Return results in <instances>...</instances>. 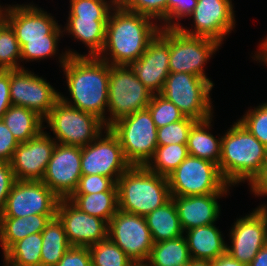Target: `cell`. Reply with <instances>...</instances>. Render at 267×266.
Wrapping results in <instances>:
<instances>
[{"mask_svg":"<svg viewBox=\"0 0 267 266\" xmlns=\"http://www.w3.org/2000/svg\"><path fill=\"white\" fill-rule=\"evenodd\" d=\"M153 20L117 3L109 15L105 43L97 57L110 65L130 66L145 53L148 43L159 32L160 25Z\"/></svg>","mask_w":267,"mask_h":266,"instance_id":"obj_2","label":"cell"},{"mask_svg":"<svg viewBox=\"0 0 267 266\" xmlns=\"http://www.w3.org/2000/svg\"><path fill=\"white\" fill-rule=\"evenodd\" d=\"M104 191H117L116 182L112 178L99 174L82 175L73 194H92Z\"/></svg>","mask_w":267,"mask_h":266,"instance_id":"obj_42","label":"cell"},{"mask_svg":"<svg viewBox=\"0 0 267 266\" xmlns=\"http://www.w3.org/2000/svg\"><path fill=\"white\" fill-rule=\"evenodd\" d=\"M10 70H0V120L12 105L10 99Z\"/></svg>","mask_w":267,"mask_h":266,"instance_id":"obj_47","label":"cell"},{"mask_svg":"<svg viewBox=\"0 0 267 266\" xmlns=\"http://www.w3.org/2000/svg\"><path fill=\"white\" fill-rule=\"evenodd\" d=\"M116 186L118 209L143 217L172 198L168 178L146 166H130Z\"/></svg>","mask_w":267,"mask_h":266,"instance_id":"obj_4","label":"cell"},{"mask_svg":"<svg viewBox=\"0 0 267 266\" xmlns=\"http://www.w3.org/2000/svg\"><path fill=\"white\" fill-rule=\"evenodd\" d=\"M198 0H167V28H179L180 19L189 17ZM175 19V20H174Z\"/></svg>","mask_w":267,"mask_h":266,"instance_id":"obj_43","label":"cell"},{"mask_svg":"<svg viewBox=\"0 0 267 266\" xmlns=\"http://www.w3.org/2000/svg\"><path fill=\"white\" fill-rule=\"evenodd\" d=\"M10 162H0V213L3 211L7 196L15 182Z\"/></svg>","mask_w":267,"mask_h":266,"instance_id":"obj_46","label":"cell"},{"mask_svg":"<svg viewBox=\"0 0 267 266\" xmlns=\"http://www.w3.org/2000/svg\"><path fill=\"white\" fill-rule=\"evenodd\" d=\"M106 127L115 121L146 109L153 93L128 65H110Z\"/></svg>","mask_w":267,"mask_h":266,"instance_id":"obj_7","label":"cell"},{"mask_svg":"<svg viewBox=\"0 0 267 266\" xmlns=\"http://www.w3.org/2000/svg\"><path fill=\"white\" fill-rule=\"evenodd\" d=\"M58 59L71 98L60 93V99L69 106L97 116L106 126L110 64L97 56H83L72 49H66Z\"/></svg>","mask_w":267,"mask_h":266,"instance_id":"obj_1","label":"cell"},{"mask_svg":"<svg viewBox=\"0 0 267 266\" xmlns=\"http://www.w3.org/2000/svg\"><path fill=\"white\" fill-rule=\"evenodd\" d=\"M77 208L89 215L99 217L107 223L118 210L117 191L92 194H73L68 198Z\"/></svg>","mask_w":267,"mask_h":266,"instance_id":"obj_31","label":"cell"},{"mask_svg":"<svg viewBox=\"0 0 267 266\" xmlns=\"http://www.w3.org/2000/svg\"><path fill=\"white\" fill-rule=\"evenodd\" d=\"M169 28H160L145 53L130 66L137 78L153 94H160L169 70Z\"/></svg>","mask_w":267,"mask_h":266,"instance_id":"obj_20","label":"cell"},{"mask_svg":"<svg viewBox=\"0 0 267 266\" xmlns=\"http://www.w3.org/2000/svg\"><path fill=\"white\" fill-rule=\"evenodd\" d=\"M88 145L81 147L82 175L99 174L112 178L116 183L118 178L131 166L125 159L117 136L105 128Z\"/></svg>","mask_w":267,"mask_h":266,"instance_id":"obj_12","label":"cell"},{"mask_svg":"<svg viewBox=\"0 0 267 266\" xmlns=\"http://www.w3.org/2000/svg\"><path fill=\"white\" fill-rule=\"evenodd\" d=\"M69 16L87 19H108L118 0H70Z\"/></svg>","mask_w":267,"mask_h":266,"instance_id":"obj_36","label":"cell"},{"mask_svg":"<svg viewBox=\"0 0 267 266\" xmlns=\"http://www.w3.org/2000/svg\"><path fill=\"white\" fill-rule=\"evenodd\" d=\"M55 266H92L88 247L72 246Z\"/></svg>","mask_w":267,"mask_h":266,"instance_id":"obj_44","label":"cell"},{"mask_svg":"<svg viewBox=\"0 0 267 266\" xmlns=\"http://www.w3.org/2000/svg\"><path fill=\"white\" fill-rule=\"evenodd\" d=\"M0 13L6 18L22 48L28 41L47 40V35H64L63 27L51 15L33 3L1 6Z\"/></svg>","mask_w":267,"mask_h":266,"instance_id":"obj_15","label":"cell"},{"mask_svg":"<svg viewBox=\"0 0 267 266\" xmlns=\"http://www.w3.org/2000/svg\"><path fill=\"white\" fill-rule=\"evenodd\" d=\"M251 212L236 218L229 233L231 244L226 245V252L246 265L267 245V203Z\"/></svg>","mask_w":267,"mask_h":266,"instance_id":"obj_14","label":"cell"},{"mask_svg":"<svg viewBox=\"0 0 267 266\" xmlns=\"http://www.w3.org/2000/svg\"><path fill=\"white\" fill-rule=\"evenodd\" d=\"M107 22L108 19L68 17L63 32L87 46L88 54L83 56H98L105 43Z\"/></svg>","mask_w":267,"mask_h":266,"instance_id":"obj_25","label":"cell"},{"mask_svg":"<svg viewBox=\"0 0 267 266\" xmlns=\"http://www.w3.org/2000/svg\"><path fill=\"white\" fill-rule=\"evenodd\" d=\"M259 50L255 51L256 54L252 57H254L255 61H259V62H264L265 65H267V36L266 38L264 37V39L260 42L259 44Z\"/></svg>","mask_w":267,"mask_h":266,"instance_id":"obj_50","label":"cell"},{"mask_svg":"<svg viewBox=\"0 0 267 266\" xmlns=\"http://www.w3.org/2000/svg\"><path fill=\"white\" fill-rule=\"evenodd\" d=\"M238 121L267 147V102L248 109Z\"/></svg>","mask_w":267,"mask_h":266,"instance_id":"obj_41","label":"cell"},{"mask_svg":"<svg viewBox=\"0 0 267 266\" xmlns=\"http://www.w3.org/2000/svg\"><path fill=\"white\" fill-rule=\"evenodd\" d=\"M213 85L206 79L184 72L169 73L160 93L188 118L202 121L213 117L210 93Z\"/></svg>","mask_w":267,"mask_h":266,"instance_id":"obj_6","label":"cell"},{"mask_svg":"<svg viewBox=\"0 0 267 266\" xmlns=\"http://www.w3.org/2000/svg\"><path fill=\"white\" fill-rule=\"evenodd\" d=\"M188 155L187 144L157 146L146 167L156 174L168 177Z\"/></svg>","mask_w":267,"mask_h":266,"instance_id":"obj_33","label":"cell"},{"mask_svg":"<svg viewBox=\"0 0 267 266\" xmlns=\"http://www.w3.org/2000/svg\"><path fill=\"white\" fill-rule=\"evenodd\" d=\"M232 0H198L189 16L194 29L180 26L178 29L189 36L204 37L223 44L224 38L235 28V11Z\"/></svg>","mask_w":267,"mask_h":266,"instance_id":"obj_17","label":"cell"},{"mask_svg":"<svg viewBox=\"0 0 267 266\" xmlns=\"http://www.w3.org/2000/svg\"><path fill=\"white\" fill-rule=\"evenodd\" d=\"M125 9L160 21V28H167V0H118ZM164 22V23H163Z\"/></svg>","mask_w":267,"mask_h":266,"instance_id":"obj_38","label":"cell"},{"mask_svg":"<svg viewBox=\"0 0 267 266\" xmlns=\"http://www.w3.org/2000/svg\"><path fill=\"white\" fill-rule=\"evenodd\" d=\"M212 118L197 121L192 126L187 140V150L189 155L219 165L222 136L220 135L217 138L209 132V130H212L211 126H213L211 124L213 122Z\"/></svg>","mask_w":267,"mask_h":266,"instance_id":"obj_26","label":"cell"},{"mask_svg":"<svg viewBox=\"0 0 267 266\" xmlns=\"http://www.w3.org/2000/svg\"><path fill=\"white\" fill-rule=\"evenodd\" d=\"M167 178L171 196L228 194L231 187L217 164L192 155Z\"/></svg>","mask_w":267,"mask_h":266,"instance_id":"obj_8","label":"cell"},{"mask_svg":"<svg viewBox=\"0 0 267 266\" xmlns=\"http://www.w3.org/2000/svg\"><path fill=\"white\" fill-rule=\"evenodd\" d=\"M60 198L42 181L15 180L0 217L56 215Z\"/></svg>","mask_w":267,"mask_h":266,"instance_id":"obj_13","label":"cell"},{"mask_svg":"<svg viewBox=\"0 0 267 266\" xmlns=\"http://www.w3.org/2000/svg\"><path fill=\"white\" fill-rule=\"evenodd\" d=\"M56 216L71 246L89 247L108 238V223L81 211L69 199L59 200Z\"/></svg>","mask_w":267,"mask_h":266,"instance_id":"obj_19","label":"cell"},{"mask_svg":"<svg viewBox=\"0 0 267 266\" xmlns=\"http://www.w3.org/2000/svg\"><path fill=\"white\" fill-rule=\"evenodd\" d=\"M223 134L219 170L230 186L249 182L260 173L267 160V147L238 120Z\"/></svg>","mask_w":267,"mask_h":266,"instance_id":"obj_3","label":"cell"},{"mask_svg":"<svg viewBox=\"0 0 267 266\" xmlns=\"http://www.w3.org/2000/svg\"><path fill=\"white\" fill-rule=\"evenodd\" d=\"M1 120L19 143L27 142L46 129L44 118L26 107L11 105Z\"/></svg>","mask_w":267,"mask_h":266,"instance_id":"obj_28","label":"cell"},{"mask_svg":"<svg viewBox=\"0 0 267 266\" xmlns=\"http://www.w3.org/2000/svg\"><path fill=\"white\" fill-rule=\"evenodd\" d=\"M44 130L15 149L11 166L16 180L42 181L56 142Z\"/></svg>","mask_w":267,"mask_h":266,"instance_id":"obj_21","label":"cell"},{"mask_svg":"<svg viewBox=\"0 0 267 266\" xmlns=\"http://www.w3.org/2000/svg\"><path fill=\"white\" fill-rule=\"evenodd\" d=\"M56 143L84 147L95 140L105 128L97 116L69 106L59 99L44 118Z\"/></svg>","mask_w":267,"mask_h":266,"instance_id":"obj_9","label":"cell"},{"mask_svg":"<svg viewBox=\"0 0 267 266\" xmlns=\"http://www.w3.org/2000/svg\"><path fill=\"white\" fill-rule=\"evenodd\" d=\"M184 237L193 262L207 264L226 253L227 243L215 223L184 231Z\"/></svg>","mask_w":267,"mask_h":266,"instance_id":"obj_23","label":"cell"},{"mask_svg":"<svg viewBox=\"0 0 267 266\" xmlns=\"http://www.w3.org/2000/svg\"><path fill=\"white\" fill-rule=\"evenodd\" d=\"M221 46L215 40L189 36L178 28H169V70L170 73L193 74L214 83L205 73V64Z\"/></svg>","mask_w":267,"mask_h":266,"instance_id":"obj_10","label":"cell"},{"mask_svg":"<svg viewBox=\"0 0 267 266\" xmlns=\"http://www.w3.org/2000/svg\"><path fill=\"white\" fill-rule=\"evenodd\" d=\"M108 238L136 265L147 262L154 245L145 217L120 209L108 223Z\"/></svg>","mask_w":267,"mask_h":266,"instance_id":"obj_11","label":"cell"},{"mask_svg":"<svg viewBox=\"0 0 267 266\" xmlns=\"http://www.w3.org/2000/svg\"><path fill=\"white\" fill-rule=\"evenodd\" d=\"M92 266H135L136 264L109 238L88 247Z\"/></svg>","mask_w":267,"mask_h":266,"instance_id":"obj_35","label":"cell"},{"mask_svg":"<svg viewBox=\"0 0 267 266\" xmlns=\"http://www.w3.org/2000/svg\"><path fill=\"white\" fill-rule=\"evenodd\" d=\"M225 195L171 196L183 231L216 223L221 214L218 200Z\"/></svg>","mask_w":267,"mask_h":266,"instance_id":"obj_22","label":"cell"},{"mask_svg":"<svg viewBox=\"0 0 267 266\" xmlns=\"http://www.w3.org/2000/svg\"><path fill=\"white\" fill-rule=\"evenodd\" d=\"M193 261L184 235L154 243L145 266H188Z\"/></svg>","mask_w":267,"mask_h":266,"instance_id":"obj_29","label":"cell"},{"mask_svg":"<svg viewBox=\"0 0 267 266\" xmlns=\"http://www.w3.org/2000/svg\"><path fill=\"white\" fill-rule=\"evenodd\" d=\"M188 266H207L204 263H197V262H192L191 264H189Z\"/></svg>","mask_w":267,"mask_h":266,"instance_id":"obj_52","label":"cell"},{"mask_svg":"<svg viewBox=\"0 0 267 266\" xmlns=\"http://www.w3.org/2000/svg\"><path fill=\"white\" fill-rule=\"evenodd\" d=\"M81 176V147L56 143L42 182L60 199H68Z\"/></svg>","mask_w":267,"mask_h":266,"instance_id":"obj_18","label":"cell"},{"mask_svg":"<svg viewBox=\"0 0 267 266\" xmlns=\"http://www.w3.org/2000/svg\"><path fill=\"white\" fill-rule=\"evenodd\" d=\"M10 99L15 106L26 107L45 118L60 99L46 79L25 68L10 70Z\"/></svg>","mask_w":267,"mask_h":266,"instance_id":"obj_16","label":"cell"},{"mask_svg":"<svg viewBox=\"0 0 267 266\" xmlns=\"http://www.w3.org/2000/svg\"><path fill=\"white\" fill-rule=\"evenodd\" d=\"M4 265L3 266H18L16 264H13V263H3Z\"/></svg>","mask_w":267,"mask_h":266,"instance_id":"obj_53","label":"cell"},{"mask_svg":"<svg viewBox=\"0 0 267 266\" xmlns=\"http://www.w3.org/2000/svg\"><path fill=\"white\" fill-rule=\"evenodd\" d=\"M147 109L157 128L177 122L185 117L175 104L160 94H153Z\"/></svg>","mask_w":267,"mask_h":266,"instance_id":"obj_37","label":"cell"},{"mask_svg":"<svg viewBox=\"0 0 267 266\" xmlns=\"http://www.w3.org/2000/svg\"><path fill=\"white\" fill-rule=\"evenodd\" d=\"M207 266H248L232 258L227 252L206 264Z\"/></svg>","mask_w":267,"mask_h":266,"instance_id":"obj_49","label":"cell"},{"mask_svg":"<svg viewBox=\"0 0 267 266\" xmlns=\"http://www.w3.org/2000/svg\"><path fill=\"white\" fill-rule=\"evenodd\" d=\"M56 215L34 214L27 217H0V246L3 254L17 241L41 233Z\"/></svg>","mask_w":267,"mask_h":266,"instance_id":"obj_24","label":"cell"},{"mask_svg":"<svg viewBox=\"0 0 267 266\" xmlns=\"http://www.w3.org/2000/svg\"><path fill=\"white\" fill-rule=\"evenodd\" d=\"M154 243L184 235L173 198L145 216Z\"/></svg>","mask_w":267,"mask_h":266,"instance_id":"obj_27","label":"cell"},{"mask_svg":"<svg viewBox=\"0 0 267 266\" xmlns=\"http://www.w3.org/2000/svg\"><path fill=\"white\" fill-rule=\"evenodd\" d=\"M248 266H267V245L259 250Z\"/></svg>","mask_w":267,"mask_h":266,"instance_id":"obj_51","label":"cell"},{"mask_svg":"<svg viewBox=\"0 0 267 266\" xmlns=\"http://www.w3.org/2000/svg\"><path fill=\"white\" fill-rule=\"evenodd\" d=\"M42 233L41 266H55L72 247L64 226L56 216L45 226Z\"/></svg>","mask_w":267,"mask_h":266,"instance_id":"obj_30","label":"cell"},{"mask_svg":"<svg viewBox=\"0 0 267 266\" xmlns=\"http://www.w3.org/2000/svg\"><path fill=\"white\" fill-rule=\"evenodd\" d=\"M42 233L30 234L14 243L4 254V263L41 266Z\"/></svg>","mask_w":267,"mask_h":266,"instance_id":"obj_32","label":"cell"},{"mask_svg":"<svg viewBox=\"0 0 267 266\" xmlns=\"http://www.w3.org/2000/svg\"><path fill=\"white\" fill-rule=\"evenodd\" d=\"M117 136L124 157L131 166H146L157 148V127L149 110L125 116L109 126Z\"/></svg>","mask_w":267,"mask_h":266,"instance_id":"obj_5","label":"cell"},{"mask_svg":"<svg viewBox=\"0 0 267 266\" xmlns=\"http://www.w3.org/2000/svg\"><path fill=\"white\" fill-rule=\"evenodd\" d=\"M62 35H47V40L28 41L21 48V62L38 61L58 53V43Z\"/></svg>","mask_w":267,"mask_h":266,"instance_id":"obj_40","label":"cell"},{"mask_svg":"<svg viewBox=\"0 0 267 266\" xmlns=\"http://www.w3.org/2000/svg\"><path fill=\"white\" fill-rule=\"evenodd\" d=\"M196 122L184 117L182 120L157 128V145L187 144L190 130Z\"/></svg>","mask_w":267,"mask_h":266,"instance_id":"obj_39","label":"cell"},{"mask_svg":"<svg viewBox=\"0 0 267 266\" xmlns=\"http://www.w3.org/2000/svg\"><path fill=\"white\" fill-rule=\"evenodd\" d=\"M248 185L255 197L267 196V160L260 173Z\"/></svg>","mask_w":267,"mask_h":266,"instance_id":"obj_48","label":"cell"},{"mask_svg":"<svg viewBox=\"0 0 267 266\" xmlns=\"http://www.w3.org/2000/svg\"><path fill=\"white\" fill-rule=\"evenodd\" d=\"M21 61V47L6 18L0 13V70L24 68Z\"/></svg>","mask_w":267,"mask_h":266,"instance_id":"obj_34","label":"cell"},{"mask_svg":"<svg viewBox=\"0 0 267 266\" xmlns=\"http://www.w3.org/2000/svg\"><path fill=\"white\" fill-rule=\"evenodd\" d=\"M19 144L9 128L0 120V162H11Z\"/></svg>","mask_w":267,"mask_h":266,"instance_id":"obj_45","label":"cell"}]
</instances>
